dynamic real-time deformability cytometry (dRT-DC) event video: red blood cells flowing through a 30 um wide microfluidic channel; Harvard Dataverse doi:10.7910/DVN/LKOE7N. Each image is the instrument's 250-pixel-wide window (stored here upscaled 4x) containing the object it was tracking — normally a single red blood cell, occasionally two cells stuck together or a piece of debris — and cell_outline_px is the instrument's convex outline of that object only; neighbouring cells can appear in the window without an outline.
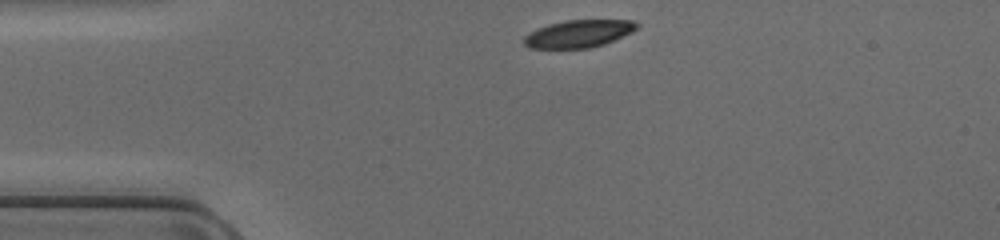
{"species": "common noctule bat (a hibernating species)", "species_latin": "Nyctalus noctula", "temperature_condition": "cold", "stored_images_in_passage": 38, "camera_frame_rate_fps": 3000, "um_per_image_px": 0.085, "animal": {"sex": "female", "body_mass_g": 17.0, "forearm_length_mm": 48.0}, "frame": {"image": 1, "passage_image": 1, "time_ms": 0.0, "image_size_px": [1000, 240], "cell_outline_px": [[640, 24], [632, 32], [604, 44], [588, 48], [528, 48], [524, 44], [524, 36], [536, 28], [548, 24], [564, 20], [632, 20]], "centroid_in_image_um": [49.16, 2.86], "position_along_channel_um": 35.8, "area_um2": 18.09}}
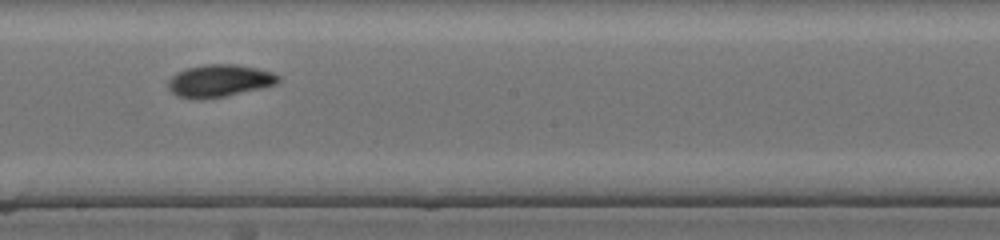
{"frame": {"image": 2, "passage_image": 17, "time_ms": 5.333, "image_size_px": [1000, 240], "cell_outline_px": [[280, 80], [276, 84], [260, 88], [224, 96], [200, 100], [192, 100], [176, 96], [168, 88], [168, 80], [176, 72], [188, 68], [204, 64], [232, 64], [256, 68], [272, 72], [280, 76]], "centroid_in_image_um": [18.6, 6.87], "position_along_channel_um": 229.6, "area_um2": 20.81}}
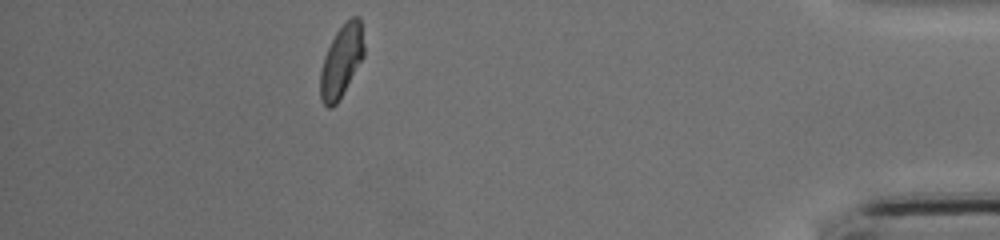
{"frame": {"image": 3, "passage_image": 33, "time_ms": 10.667, "image_size_px": [1000, 240], "cell_outline_px": [[364, 56], [336, 104], [332, 108], [328, 108], [320, 100], [320, 72], [324, 56], [336, 32], [352, 16], [360, 16], [364, 44]], "centroid_in_image_um": [29.02, 5.19], "position_along_channel_um": 406.2, "area_um2": 18.15}}